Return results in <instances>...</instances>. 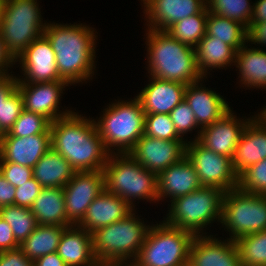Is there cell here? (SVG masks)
I'll list each match as a JSON object with an SVG mask.
<instances>
[{"mask_svg": "<svg viewBox=\"0 0 266 266\" xmlns=\"http://www.w3.org/2000/svg\"><path fill=\"white\" fill-rule=\"evenodd\" d=\"M51 147L76 172L103 171L110 153L100 138L95 120L75 112L50 124Z\"/></svg>", "mask_w": 266, "mask_h": 266, "instance_id": "1", "label": "cell"}, {"mask_svg": "<svg viewBox=\"0 0 266 266\" xmlns=\"http://www.w3.org/2000/svg\"><path fill=\"white\" fill-rule=\"evenodd\" d=\"M92 29L82 23H48L44 29L43 35L55 52L59 76L70 85L86 81L94 75L96 35Z\"/></svg>", "mask_w": 266, "mask_h": 266, "instance_id": "2", "label": "cell"}, {"mask_svg": "<svg viewBox=\"0 0 266 266\" xmlns=\"http://www.w3.org/2000/svg\"><path fill=\"white\" fill-rule=\"evenodd\" d=\"M147 30V66L151 77L185 85L203 80L197 67L195 48L174 39L166 31Z\"/></svg>", "mask_w": 266, "mask_h": 266, "instance_id": "3", "label": "cell"}, {"mask_svg": "<svg viewBox=\"0 0 266 266\" xmlns=\"http://www.w3.org/2000/svg\"><path fill=\"white\" fill-rule=\"evenodd\" d=\"M140 220L133 211L92 232L93 252L99 264L130 263L137 259L151 227Z\"/></svg>", "mask_w": 266, "mask_h": 266, "instance_id": "4", "label": "cell"}, {"mask_svg": "<svg viewBox=\"0 0 266 266\" xmlns=\"http://www.w3.org/2000/svg\"><path fill=\"white\" fill-rule=\"evenodd\" d=\"M103 172L105 189L131 207L135 208L132 203L136 198L158 201V175L144 168L128 153H111Z\"/></svg>", "mask_w": 266, "mask_h": 266, "instance_id": "5", "label": "cell"}, {"mask_svg": "<svg viewBox=\"0 0 266 266\" xmlns=\"http://www.w3.org/2000/svg\"><path fill=\"white\" fill-rule=\"evenodd\" d=\"M97 121L100 138L110 154L115 153L112 147H117L118 154L129 153L144 134L145 113L136 96L132 101L112 103Z\"/></svg>", "mask_w": 266, "mask_h": 266, "instance_id": "6", "label": "cell"}, {"mask_svg": "<svg viewBox=\"0 0 266 266\" xmlns=\"http://www.w3.org/2000/svg\"><path fill=\"white\" fill-rule=\"evenodd\" d=\"M224 194L220 188L203 186L176 198L170 201L171 207L164 222L169 226L188 230L194 235H203V228L208 224L215 219L221 222Z\"/></svg>", "mask_w": 266, "mask_h": 266, "instance_id": "7", "label": "cell"}, {"mask_svg": "<svg viewBox=\"0 0 266 266\" xmlns=\"http://www.w3.org/2000/svg\"><path fill=\"white\" fill-rule=\"evenodd\" d=\"M37 0H5L0 35L14 59L34 40L43 35V24Z\"/></svg>", "mask_w": 266, "mask_h": 266, "instance_id": "8", "label": "cell"}, {"mask_svg": "<svg viewBox=\"0 0 266 266\" xmlns=\"http://www.w3.org/2000/svg\"><path fill=\"white\" fill-rule=\"evenodd\" d=\"M195 235L169 226L164 221L150 227L139 255L137 266H188L189 249Z\"/></svg>", "mask_w": 266, "mask_h": 266, "instance_id": "9", "label": "cell"}, {"mask_svg": "<svg viewBox=\"0 0 266 266\" xmlns=\"http://www.w3.org/2000/svg\"><path fill=\"white\" fill-rule=\"evenodd\" d=\"M221 223L234 241L266 230V195L244 192L238 187L225 192Z\"/></svg>", "mask_w": 266, "mask_h": 266, "instance_id": "10", "label": "cell"}, {"mask_svg": "<svg viewBox=\"0 0 266 266\" xmlns=\"http://www.w3.org/2000/svg\"><path fill=\"white\" fill-rule=\"evenodd\" d=\"M186 158L194 166L203 186L220 188L224 192L238 187V175L231 158L207 149L197 140L186 144Z\"/></svg>", "mask_w": 266, "mask_h": 266, "instance_id": "11", "label": "cell"}, {"mask_svg": "<svg viewBox=\"0 0 266 266\" xmlns=\"http://www.w3.org/2000/svg\"><path fill=\"white\" fill-rule=\"evenodd\" d=\"M104 189L103 171L75 172L71 180L63 187L68 221L72 225H78L90 204Z\"/></svg>", "mask_w": 266, "mask_h": 266, "instance_id": "12", "label": "cell"}, {"mask_svg": "<svg viewBox=\"0 0 266 266\" xmlns=\"http://www.w3.org/2000/svg\"><path fill=\"white\" fill-rule=\"evenodd\" d=\"M186 144L185 140H162L143 134L128 154L144 168L159 175L186 156Z\"/></svg>", "mask_w": 266, "mask_h": 266, "instance_id": "13", "label": "cell"}, {"mask_svg": "<svg viewBox=\"0 0 266 266\" xmlns=\"http://www.w3.org/2000/svg\"><path fill=\"white\" fill-rule=\"evenodd\" d=\"M15 61L20 62L25 76L24 80L18 78V83L63 81L57 71L55 52L44 35L26 47Z\"/></svg>", "mask_w": 266, "mask_h": 266, "instance_id": "14", "label": "cell"}, {"mask_svg": "<svg viewBox=\"0 0 266 266\" xmlns=\"http://www.w3.org/2000/svg\"><path fill=\"white\" fill-rule=\"evenodd\" d=\"M242 120L237 119L230 110L218 121L200 129L195 140L207 149L232 159L236 145L251 119Z\"/></svg>", "mask_w": 266, "mask_h": 266, "instance_id": "15", "label": "cell"}, {"mask_svg": "<svg viewBox=\"0 0 266 266\" xmlns=\"http://www.w3.org/2000/svg\"><path fill=\"white\" fill-rule=\"evenodd\" d=\"M69 84L65 81L44 83H18V90L23 99V109L38 113L47 118L51 123L69 115L72 111H59V100L62 90Z\"/></svg>", "mask_w": 266, "mask_h": 266, "instance_id": "16", "label": "cell"}, {"mask_svg": "<svg viewBox=\"0 0 266 266\" xmlns=\"http://www.w3.org/2000/svg\"><path fill=\"white\" fill-rule=\"evenodd\" d=\"M188 266H242L234 240L227 242L210 236L195 235L190 245Z\"/></svg>", "mask_w": 266, "mask_h": 266, "instance_id": "17", "label": "cell"}, {"mask_svg": "<svg viewBox=\"0 0 266 266\" xmlns=\"http://www.w3.org/2000/svg\"><path fill=\"white\" fill-rule=\"evenodd\" d=\"M51 148V133L27 137L0 136V162H13L33 168Z\"/></svg>", "mask_w": 266, "mask_h": 266, "instance_id": "18", "label": "cell"}, {"mask_svg": "<svg viewBox=\"0 0 266 266\" xmlns=\"http://www.w3.org/2000/svg\"><path fill=\"white\" fill-rule=\"evenodd\" d=\"M143 4L148 28L160 31H166L177 21L198 14L207 7L202 0H143Z\"/></svg>", "mask_w": 266, "mask_h": 266, "instance_id": "19", "label": "cell"}, {"mask_svg": "<svg viewBox=\"0 0 266 266\" xmlns=\"http://www.w3.org/2000/svg\"><path fill=\"white\" fill-rule=\"evenodd\" d=\"M150 82L136 97L145 114H170L185 99L187 85L151 77Z\"/></svg>", "mask_w": 266, "mask_h": 266, "instance_id": "20", "label": "cell"}, {"mask_svg": "<svg viewBox=\"0 0 266 266\" xmlns=\"http://www.w3.org/2000/svg\"><path fill=\"white\" fill-rule=\"evenodd\" d=\"M252 117L232 158L233 169L238 176L251 165L266 159V124L257 116Z\"/></svg>", "mask_w": 266, "mask_h": 266, "instance_id": "21", "label": "cell"}, {"mask_svg": "<svg viewBox=\"0 0 266 266\" xmlns=\"http://www.w3.org/2000/svg\"><path fill=\"white\" fill-rule=\"evenodd\" d=\"M133 211V207L125 200L104 189L90 204L78 226L92 233L126 218Z\"/></svg>", "mask_w": 266, "mask_h": 266, "instance_id": "22", "label": "cell"}, {"mask_svg": "<svg viewBox=\"0 0 266 266\" xmlns=\"http://www.w3.org/2000/svg\"><path fill=\"white\" fill-rule=\"evenodd\" d=\"M199 82L190 83L185 90V100L194 112L198 127L203 129L221 119L231 108L220 94L202 87Z\"/></svg>", "mask_w": 266, "mask_h": 266, "instance_id": "23", "label": "cell"}, {"mask_svg": "<svg viewBox=\"0 0 266 266\" xmlns=\"http://www.w3.org/2000/svg\"><path fill=\"white\" fill-rule=\"evenodd\" d=\"M202 187L194 166L185 156L158 175L157 199L159 201L168 196L173 201Z\"/></svg>", "mask_w": 266, "mask_h": 266, "instance_id": "24", "label": "cell"}, {"mask_svg": "<svg viewBox=\"0 0 266 266\" xmlns=\"http://www.w3.org/2000/svg\"><path fill=\"white\" fill-rule=\"evenodd\" d=\"M56 253L67 266H97L99 264L93 252L92 233L78 225L64 229Z\"/></svg>", "mask_w": 266, "mask_h": 266, "instance_id": "25", "label": "cell"}, {"mask_svg": "<svg viewBox=\"0 0 266 266\" xmlns=\"http://www.w3.org/2000/svg\"><path fill=\"white\" fill-rule=\"evenodd\" d=\"M33 169V177L43 188H63L76 172L65 158L52 147Z\"/></svg>", "mask_w": 266, "mask_h": 266, "instance_id": "26", "label": "cell"}, {"mask_svg": "<svg viewBox=\"0 0 266 266\" xmlns=\"http://www.w3.org/2000/svg\"><path fill=\"white\" fill-rule=\"evenodd\" d=\"M30 210L39 225L72 226L66 216L63 188H43Z\"/></svg>", "mask_w": 266, "mask_h": 266, "instance_id": "27", "label": "cell"}, {"mask_svg": "<svg viewBox=\"0 0 266 266\" xmlns=\"http://www.w3.org/2000/svg\"><path fill=\"white\" fill-rule=\"evenodd\" d=\"M195 56L198 70L204 78L211 67L220 69L234 63L236 50L227 43L205 34L195 47Z\"/></svg>", "mask_w": 266, "mask_h": 266, "instance_id": "28", "label": "cell"}, {"mask_svg": "<svg viewBox=\"0 0 266 266\" xmlns=\"http://www.w3.org/2000/svg\"><path fill=\"white\" fill-rule=\"evenodd\" d=\"M246 44L236 51L235 66L239 69L241 85L266 88V51L247 48Z\"/></svg>", "mask_w": 266, "mask_h": 266, "instance_id": "29", "label": "cell"}, {"mask_svg": "<svg viewBox=\"0 0 266 266\" xmlns=\"http://www.w3.org/2000/svg\"><path fill=\"white\" fill-rule=\"evenodd\" d=\"M66 227L58 225H38L19 245V249L31 261L57 252L62 233Z\"/></svg>", "mask_w": 266, "mask_h": 266, "instance_id": "30", "label": "cell"}, {"mask_svg": "<svg viewBox=\"0 0 266 266\" xmlns=\"http://www.w3.org/2000/svg\"><path fill=\"white\" fill-rule=\"evenodd\" d=\"M206 34L238 51L247 42V29L239 22L208 12Z\"/></svg>", "mask_w": 266, "mask_h": 266, "instance_id": "31", "label": "cell"}, {"mask_svg": "<svg viewBox=\"0 0 266 266\" xmlns=\"http://www.w3.org/2000/svg\"><path fill=\"white\" fill-rule=\"evenodd\" d=\"M208 12L206 7L198 14L177 21L166 32L174 39L195 48L206 34Z\"/></svg>", "mask_w": 266, "mask_h": 266, "instance_id": "32", "label": "cell"}, {"mask_svg": "<svg viewBox=\"0 0 266 266\" xmlns=\"http://www.w3.org/2000/svg\"><path fill=\"white\" fill-rule=\"evenodd\" d=\"M0 217L10 225L14 238L19 245L39 225L29 208L14 204L0 208Z\"/></svg>", "mask_w": 266, "mask_h": 266, "instance_id": "33", "label": "cell"}, {"mask_svg": "<svg viewBox=\"0 0 266 266\" xmlns=\"http://www.w3.org/2000/svg\"><path fill=\"white\" fill-rule=\"evenodd\" d=\"M242 266L266 265V230L235 240Z\"/></svg>", "mask_w": 266, "mask_h": 266, "instance_id": "34", "label": "cell"}, {"mask_svg": "<svg viewBox=\"0 0 266 266\" xmlns=\"http://www.w3.org/2000/svg\"><path fill=\"white\" fill-rule=\"evenodd\" d=\"M207 9L218 16L239 22L246 29L251 24L253 6L249 0H210Z\"/></svg>", "mask_w": 266, "mask_h": 266, "instance_id": "35", "label": "cell"}, {"mask_svg": "<svg viewBox=\"0 0 266 266\" xmlns=\"http://www.w3.org/2000/svg\"><path fill=\"white\" fill-rule=\"evenodd\" d=\"M50 124L51 122L44 116L23 109L9 132L1 136L27 137L36 134L51 133Z\"/></svg>", "mask_w": 266, "mask_h": 266, "instance_id": "36", "label": "cell"}, {"mask_svg": "<svg viewBox=\"0 0 266 266\" xmlns=\"http://www.w3.org/2000/svg\"><path fill=\"white\" fill-rule=\"evenodd\" d=\"M238 188L244 192L266 195V159L251 165L238 176Z\"/></svg>", "mask_w": 266, "mask_h": 266, "instance_id": "37", "label": "cell"}, {"mask_svg": "<svg viewBox=\"0 0 266 266\" xmlns=\"http://www.w3.org/2000/svg\"><path fill=\"white\" fill-rule=\"evenodd\" d=\"M144 134L162 140H184L176 132L170 114H145Z\"/></svg>", "mask_w": 266, "mask_h": 266, "instance_id": "38", "label": "cell"}, {"mask_svg": "<svg viewBox=\"0 0 266 266\" xmlns=\"http://www.w3.org/2000/svg\"><path fill=\"white\" fill-rule=\"evenodd\" d=\"M23 110V99L16 89L0 107V136L8 133Z\"/></svg>", "mask_w": 266, "mask_h": 266, "instance_id": "39", "label": "cell"}, {"mask_svg": "<svg viewBox=\"0 0 266 266\" xmlns=\"http://www.w3.org/2000/svg\"><path fill=\"white\" fill-rule=\"evenodd\" d=\"M170 117L176 132L181 138H183L182 136L187 132L198 127L194 112L185 99L172 109Z\"/></svg>", "mask_w": 266, "mask_h": 266, "instance_id": "40", "label": "cell"}, {"mask_svg": "<svg viewBox=\"0 0 266 266\" xmlns=\"http://www.w3.org/2000/svg\"><path fill=\"white\" fill-rule=\"evenodd\" d=\"M0 174L16 188L33 178V169L13 162H0Z\"/></svg>", "mask_w": 266, "mask_h": 266, "instance_id": "41", "label": "cell"}, {"mask_svg": "<svg viewBox=\"0 0 266 266\" xmlns=\"http://www.w3.org/2000/svg\"><path fill=\"white\" fill-rule=\"evenodd\" d=\"M42 189L40 183L34 177L31 178L23 185L16 187L14 205L30 209Z\"/></svg>", "mask_w": 266, "mask_h": 266, "instance_id": "42", "label": "cell"}, {"mask_svg": "<svg viewBox=\"0 0 266 266\" xmlns=\"http://www.w3.org/2000/svg\"><path fill=\"white\" fill-rule=\"evenodd\" d=\"M0 266H34V261L29 260L18 248L0 252Z\"/></svg>", "mask_w": 266, "mask_h": 266, "instance_id": "43", "label": "cell"}, {"mask_svg": "<svg viewBox=\"0 0 266 266\" xmlns=\"http://www.w3.org/2000/svg\"><path fill=\"white\" fill-rule=\"evenodd\" d=\"M18 248L19 244L14 238L10 225L0 217V252Z\"/></svg>", "mask_w": 266, "mask_h": 266, "instance_id": "44", "label": "cell"}, {"mask_svg": "<svg viewBox=\"0 0 266 266\" xmlns=\"http://www.w3.org/2000/svg\"><path fill=\"white\" fill-rule=\"evenodd\" d=\"M247 42L266 45V22L250 24L247 29Z\"/></svg>", "mask_w": 266, "mask_h": 266, "instance_id": "45", "label": "cell"}, {"mask_svg": "<svg viewBox=\"0 0 266 266\" xmlns=\"http://www.w3.org/2000/svg\"><path fill=\"white\" fill-rule=\"evenodd\" d=\"M17 88L18 78L12 74L0 77V107Z\"/></svg>", "mask_w": 266, "mask_h": 266, "instance_id": "46", "label": "cell"}, {"mask_svg": "<svg viewBox=\"0 0 266 266\" xmlns=\"http://www.w3.org/2000/svg\"><path fill=\"white\" fill-rule=\"evenodd\" d=\"M16 188L0 174V208L13 205Z\"/></svg>", "mask_w": 266, "mask_h": 266, "instance_id": "47", "label": "cell"}, {"mask_svg": "<svg viewBox=\"0 0 266 266\" xmlns=\"http://www.w3.org/2000/svg\"><path fill=\"white\" fill-rule=\"evenodd\" d=\"M15 59L7 51L4 41L0 35V77L8 75V67L10 68L11 64H15Z\"/></svg>", "mask_w": 266, "mask_h": 266, "instance_id": "48", "label": "cell"}, {"mask_svg": "<svg viewBox=\"0 0 266 266\" xmlns=\"http://www.w3.org/2000/svg\"><path fill=\"white\" fill-rule=\"evenodd\" d=\"M34 266H67L63 259L56 253H50L37 258L34 261Z\"/></svg>", "mask_w": 266, "mask_h": 266, "instance_id": "49", "label": "cell"}, {"mask_svg": "<svg viewBox=\"0 0 266 266\" xmlns=\"http://www.w3.org/2000/svg\"><path fill=\"white\" fill-rule=\"evenodd\" d=\"M266 22V0H259L253 5L251 23Z\"/></svg>", "mask_w": 266, "mask_h": 266, "instance_id": "50", "label": "cell"}, {"mask_svg": "<svg viewBox=\"0 0 266 266\" xmlns=\"http://www.w3.org/2000/svg\"><path fill=\"white\" fill-rule=\"evenodd\" d=\"M266 107V106H265ZM265 124H266V108H264L261 112L260 115H257Z\"/></svg>", "mask_w": 266, "mask_h": 266, "instance_id": "51", "label": "cell"}, {"mask_svg": "<svg viewBox=\"0 0 266 266\" xmlns=\"http://www.w3.org/2000/svg\"><path fill=\"white\" fill-rule=\"evenodd\" d=\"M4 5H5V0H0V22L3 15Z\"/></svg>", "mask_w": 266, "mask_h": 266, "instance_id": "52", "label": "cell"}, {"mask_svg": "<svg viewBox=\"0 0 266 266\" xmlns=\"http://www.w3.org/2000/svg\"><path fill=\"white\" fill-rule=\"evenodd\" d=\"M114 266H137L134 262H130V264L127 262V263H117V264H114Z\"/></svg>", "mask_w": 266, "mask_h": 266, "instance_id": "53", "label": "cell"}, {"mask_svg": "<svg viewBox=\"0 0 266 266\" xmlns=\"http://www.w3.org/2000/svg\"><path fill=\"white\" fill-rule=\"evenodd\" d=\"M97 266H114V265H110V264H98Z\"/></svg>", "mask_w": 266, "mask_h": 266, "instance_id": "54", "label": "cell"}, {"mask_svg": "<svg viewBox=\"0 0 266 266\" xmlns=\"http://www.w3.org/2000/svg\"><path fill=\"white\" fill-rule=\"evenodd\" d=\"M205 4H208L210 0H202Z\"/></svg>", "mask_w": 266, "mask_h": 266, "instance_id": "55", "label": "cell"}]
</instances>
